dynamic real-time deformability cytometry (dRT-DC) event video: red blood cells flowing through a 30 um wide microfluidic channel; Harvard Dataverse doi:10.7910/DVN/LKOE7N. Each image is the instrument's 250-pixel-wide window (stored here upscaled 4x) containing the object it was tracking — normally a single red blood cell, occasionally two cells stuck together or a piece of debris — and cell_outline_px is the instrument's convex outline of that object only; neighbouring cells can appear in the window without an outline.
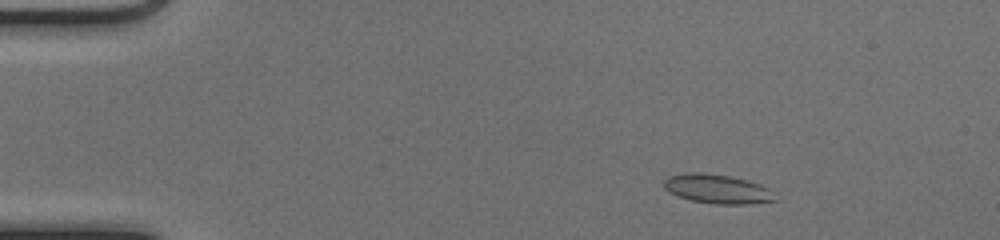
{"species": "common noctule bat (a hibernating species)", "species_latin": "Nyctalus noctula", "temperature_condition": "cold", "stored_images_in_passage": 49, "camera_frame_rate_fps": 3000, "um_per_image_px": 0.085, "animal": {"sex": "female", "body_mass_g": 17.0, "forearm_length_mm": 48.0}, "frame": {"image": 1, "passage_image": 5, "time_ms": 1.333, "image_size_px": [1000, 240], "cell_outline_px": [[776, 200], [744, 204], [716, 204], [692, 200], [676, 196], [668, 192], [664, 188], [664, 180], [668, 176], [688, 172], [700, 172], [732, 176], [768, 188]], "centroid_in_image_um": [60.88, 16.05], "position_along_channel_um": 24.1, "area_um2": 18.61}}
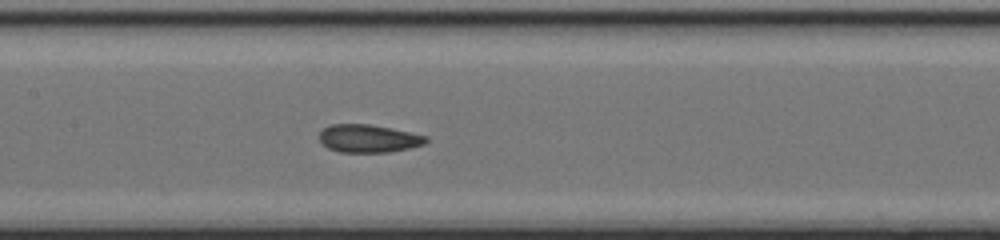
{"frame": {"image": 2, "passage_image": 23, "time_ms": 7.333, "image_size_px": [1000, 240], "cell_outline_px": [[428, 140], [424, 144], [408, 148], [388, 152], [340, 152], [328, 148], [320, 140], [320, 132], [324, 128], [332, 124], [368, 124], [392, 128], [428, 136]], "centroid_in_image_um": [31.34, 11.77], "position_along_channel_um": 176.1, "area_um2": 17.22}}
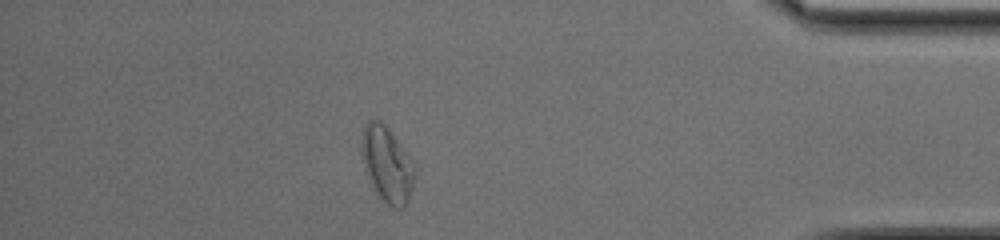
{"frame": {"image": 3, "passage_image": 43, "time_ms": 14.0, "image_size_px": [1000, 240], "cell_outline_px": [[416, 176], [408, 200], [404, 208], [392, 208], [376, 192], [368, 176], [364, 164], [360, 144], [364, 124], [368, 120], [380, 120], [388, 128], [416, 164]], "centroid_in_image_um": [32.93, 13.95], "position_along_channel_um": 402.3, "area_um2": 23.41}, "authors_computed_cell_mechanics": {"area_um2": 18.0914, "velocity_mm_per_s": 3.9914, "shape_relaxation_time_tau1_ms": null, "shape_relaxation_time_tau2_ms": 1.7868, "deformation_change_tau1": null, "deformation_change_tau2": 0.058}}